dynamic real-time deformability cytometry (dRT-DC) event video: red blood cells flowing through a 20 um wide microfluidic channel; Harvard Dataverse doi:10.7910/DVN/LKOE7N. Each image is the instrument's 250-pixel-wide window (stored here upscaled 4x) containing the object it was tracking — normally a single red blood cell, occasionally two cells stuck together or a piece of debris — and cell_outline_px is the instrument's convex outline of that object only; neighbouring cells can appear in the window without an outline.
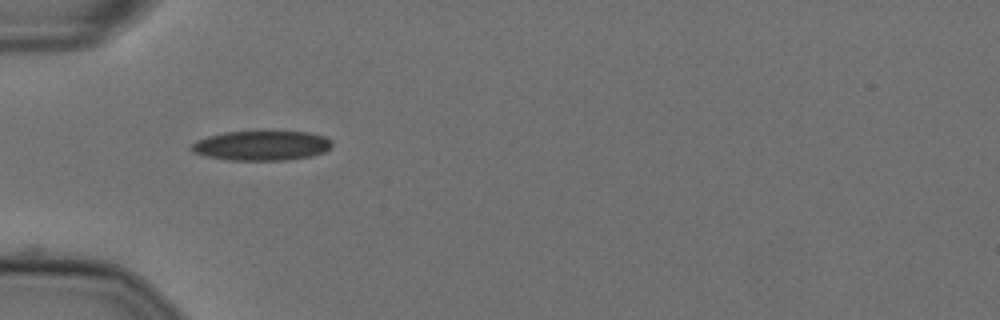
{"species": "Egyptian fruit bat (a non-hibernating species)", "species_latin": "Rousettus aegyptiacus", "temperature_condition": "cold", "stored_images_in_passage": 11, "camera_frame_rate_fps": 3000, "um_per_image_px": 0.085, "animal": {"sex": "female"}, "frame": {"image": 1, "passage_image": 1, "time_ms": 0.0, "image_size_px": [1000, 320], "cell_outline_px": [[332, 144], [324, 152], [308, 156], [284, 160], [228, 160], [208, 156], [192, 152], [188, 148], [196, 140], [208, 136], [224, 132], [308, 132], [324, 136], [332, 140]], "centroid_in_image_um": [22.19, 12.37], "position_along_channel_um": 62.8, "area_um2": 24.1}}
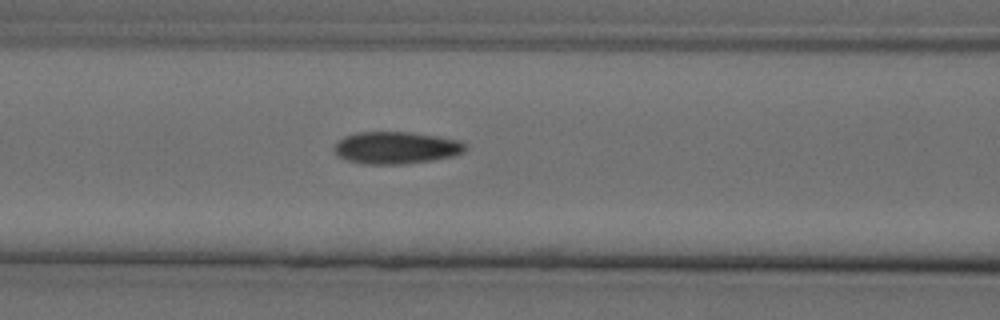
{"frame": {"image": 2, "passage_image": 7, "time_ms": 2.0, "image_size_px": [1000, 320], "cell_outline_px": [[468, 148], [464, 152], [452, 156], [432, 160], [404, 164], [364, 164], [348, 160], [340, 156], [332, 148], [344, 136], [356, 132], [408, 132], [436, 136], [460, 140], [468, 144]], "centroid_in_image_um": [33.71, 12.55], "position_along_channel_um": 132.9, "area_um2": 24.57}}